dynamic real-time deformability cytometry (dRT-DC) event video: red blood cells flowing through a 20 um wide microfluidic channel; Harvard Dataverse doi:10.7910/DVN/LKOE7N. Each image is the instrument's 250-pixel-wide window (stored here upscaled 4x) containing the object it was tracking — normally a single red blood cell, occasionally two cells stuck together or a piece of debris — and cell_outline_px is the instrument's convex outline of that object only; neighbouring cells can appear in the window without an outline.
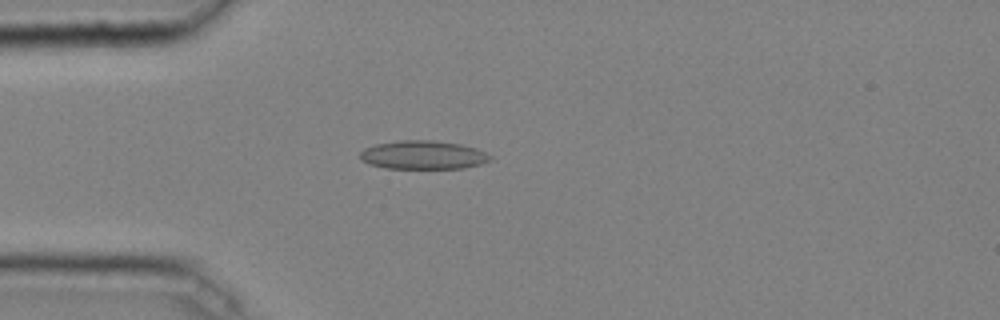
{"species": "common noctule bat (a hibernating species)", "species_latin": "Nyctalus noctula", "temperature_condition": "cold", "stored_images_in_passage": 47, "camera_frame_rate_fps": 3000, "um_per_image_px": 0.085, "animal": {"sex": "male", "body_mass_g": 20.4}, "frame": {"image": 1, "passage_image": 13, "time_ms": 4.0, "image_size_px": [1000, 320], "cell_outline_px": [[492, 160], [480, 164], [464, 168], [384, 168], [368, 164], [360, 160], [360, 152], [364, 148], [376, 144], [400, 140], [432, 140], [460, 144], [476, 148], [492, 156]], "centroid_in_image_um": [35.94, 13.17], "position_along_channel_um": 49.1, "area_um2": 21.73}}
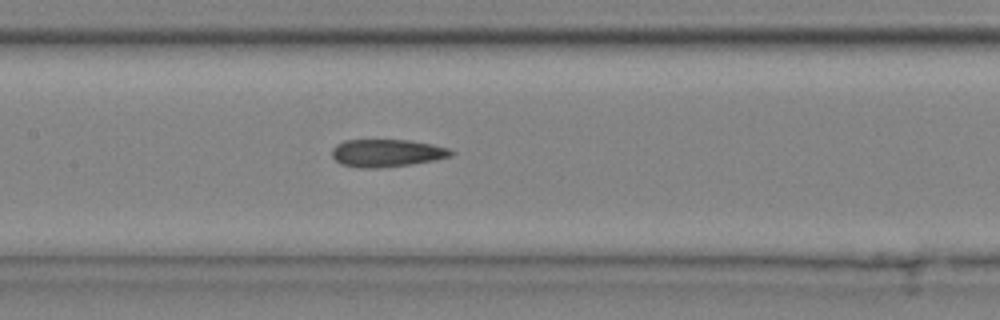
{"frame": {"image": 2, "passage_image": 23, "time_ms": 7.333, "image_size_px": [1000, 320], "cell_outline_px": [[456, 152], [452, 156], [436, 160], [408, 164], [376, 168], [360, 168], [340, 164], [332, 156], [332, 148], [336, 144], [344, 140], [408, 140], [432, 144], [448, 148]], "centroid_in_image_um": [32.87, 13.0], "position_along_channel_um": 174.5, "area_um2": 19.19}}
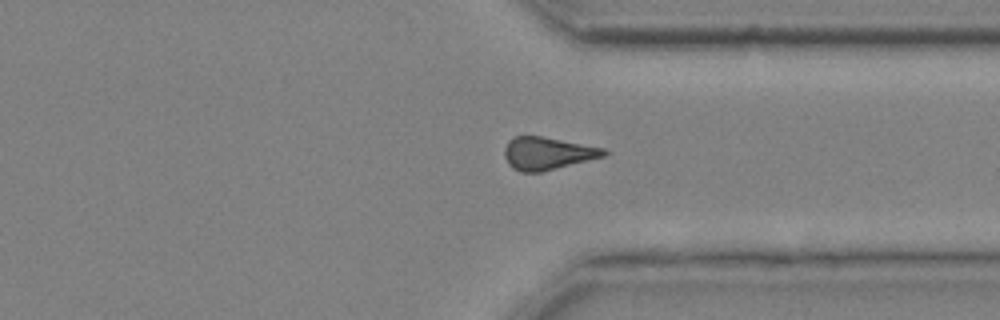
{"frame": {"image": 3, "passage_image": 37, "time_ms": 12.0, "image_size_px": [1000, 320], "cell_outline_px": [[608, 152], [604, 156], [540, 172], [520, 172], [512, 168], [508, 164], [504, 156], [504, 148], [508, 140], [512, 136], [540, 136], [604, 148]], "centroid_in_image_um": [46.47, 13.03], "position_along_channel_um": 364.9, "area_um2": 18.73}, "authors_computed_cell_mechanics": {"area_um2": 19.363, "velocity_mm_per_s": 4.0746, "shape_relaxation_time_tau1_ms": null, "shape_relaxation_time_tau2_ms": 5.6734, "deformation_change_tau1": null, "deformation_change_tau2": 0.159}}